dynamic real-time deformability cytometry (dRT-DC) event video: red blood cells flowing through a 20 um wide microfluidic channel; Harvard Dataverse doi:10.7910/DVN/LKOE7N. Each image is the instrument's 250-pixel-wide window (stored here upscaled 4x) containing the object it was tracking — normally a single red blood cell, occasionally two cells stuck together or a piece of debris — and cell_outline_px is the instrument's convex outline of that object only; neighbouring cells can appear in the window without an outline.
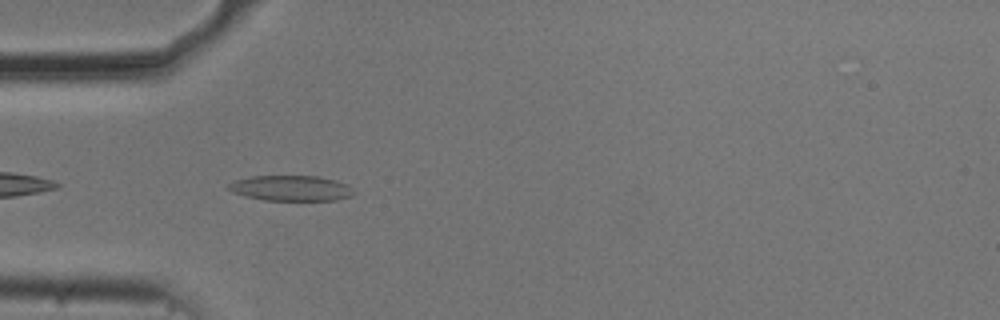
{"species": "common noctule bat (a hibernating species)", "species_latin": "Nyctalus noctula", "temperature_condition": "cold", "stored_images_in_passage": 26, "camera_frame_rate_fps": 3000, "um_per_image_px": 0.085, "animal": {"sex": "male", "body_mass_g": 20.5, "forearm_length_mm": 52.5}, "frame": {"image": 1, "passage_image": 4, "time_ms": 1.0, "image_size_px": [1000, 320], "cell_outline_px": [[356, 192], [352, 196], [336, 200], [264, 200], [244, 196], [232, 192], [228, 188], [228, 184], [236, 180], [252, 176], [320, 176], [336, 180], [352, 188]], "centroid_in_image_um": [24.75, 16.0], "position_along_channel_um": 60.3, "area_um2": 18.55}}
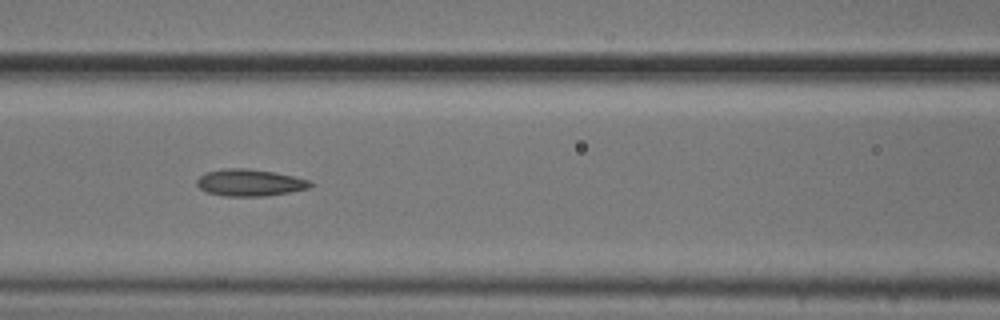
{"frame": {"image": 2, "passage_image": 11, "time_ms": 3.333, "image_size_px": [1000, 320], "cell_outline_px": [[312, 184], [308, 188], [268, 196], [224, 196], [208, 192], [200, 188], [196, 184], [196, 180], [204, 172], [224, 168], [248, 168], [276, 172], [312, 180]], "centroid_in_image_um": [21.23, 15.51], "position_along_channel_um": 145.4, "area_um2": 17.92}}
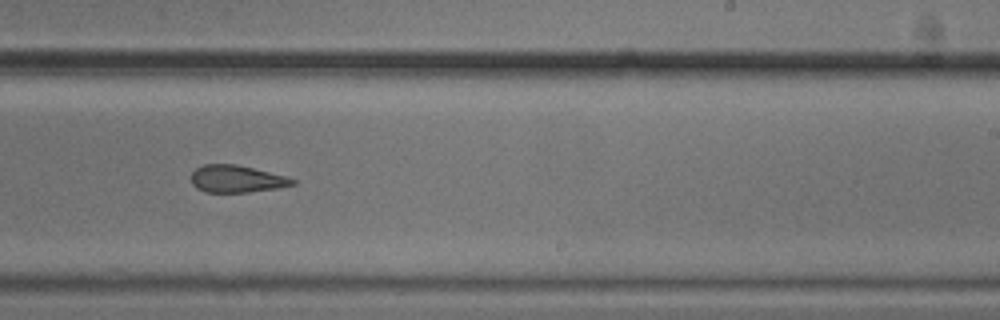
{"frame": {"image": 3, "passage_image": 21, "time_ms": 6.667, "image_size_px": [1000, 320], "cell_outline_px": [[296, 184], [280, 188], [248, 192], [204, 192], [196, 188], [192, 184], [192, 172], [196, 168], [204, 164], [236, 164], [288, 176], [296, 180]], "centroid_in_image_um": [20.14, 15.21], "position_along_channel_um": 268.9, "area_um2": 16.24}}